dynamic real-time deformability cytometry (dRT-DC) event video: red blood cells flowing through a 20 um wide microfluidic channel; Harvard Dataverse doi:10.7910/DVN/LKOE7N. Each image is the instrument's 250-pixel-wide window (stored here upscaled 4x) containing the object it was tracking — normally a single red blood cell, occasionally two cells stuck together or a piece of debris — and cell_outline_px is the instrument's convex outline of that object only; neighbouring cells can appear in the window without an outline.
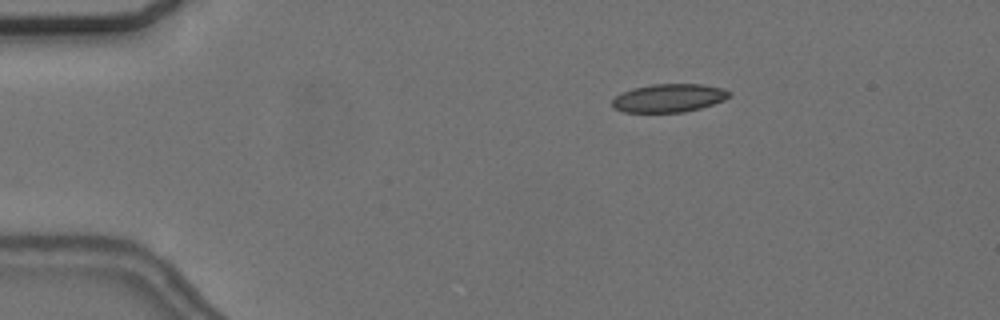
{"species": "common noctule bat (a hibernating species)", "species_latin": "Nyctalus noctula", "temperature_condition": "cold", "stored_images_in_passage": 32, "camera_frame_rate_fps": 3000, "um_per_image_px": 0.085, "animal": {"sex": "female", "body_mass_g": 24.6, "forearm_length_mm": 56.2}, "frame": {"image": 1, "passage_image": 10, "time_ms": 3.0, "image_size_px": [1000, 320], "cell_outline_px": [[732, 96], [724, 100], [700, 108], [684, 112], [624, 112], [612, 108], [612, 100], [616, 96], [632, 88], [652, 84], [704, 84], [724, 88], [732, 92]], "centroid_in_image_um": [56.89, 8.32], "position_along_channel_um": 28.1, "area_um2": 19.42}}